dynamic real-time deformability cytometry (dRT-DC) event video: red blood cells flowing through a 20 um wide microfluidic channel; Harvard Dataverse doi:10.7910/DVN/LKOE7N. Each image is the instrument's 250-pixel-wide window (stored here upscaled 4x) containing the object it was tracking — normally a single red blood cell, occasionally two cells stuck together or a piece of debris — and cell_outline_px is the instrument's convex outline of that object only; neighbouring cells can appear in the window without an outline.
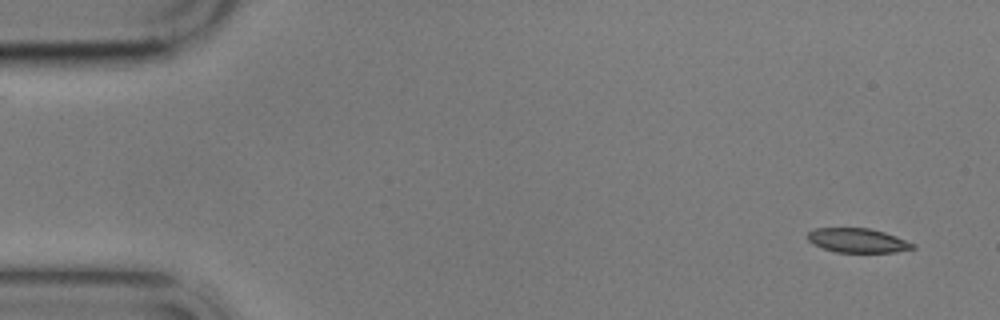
{"species": "common noctule bat (a hibernating species)", "species_latin": "Nyctalus noctula", "temperature_condition": "cold", "stored_images_in_passage": 6, "segment_of_instrument_passage": [2, 2], "camera_frame_rate_fps": 3000, "um_per_image_px": 0.085, "animal": {"sex": "male", "body_mass_g": 17.9}, "frame": {"image": 1, "passage_image": 6, "time_ms": 7.0, "image_size_px": [1000, 320], "cell_outline_px": [[916, 248], [896, 252], [836, 252], [812, 244], [808, 240], [808, 232], [812, 228], [868, 228], [884, 232], [896, 236], [916, 244]], "centroid_in_image_um": [72.91, 20.44], "position_along_channel_um": 12.1, "area_um2": 14.91}}